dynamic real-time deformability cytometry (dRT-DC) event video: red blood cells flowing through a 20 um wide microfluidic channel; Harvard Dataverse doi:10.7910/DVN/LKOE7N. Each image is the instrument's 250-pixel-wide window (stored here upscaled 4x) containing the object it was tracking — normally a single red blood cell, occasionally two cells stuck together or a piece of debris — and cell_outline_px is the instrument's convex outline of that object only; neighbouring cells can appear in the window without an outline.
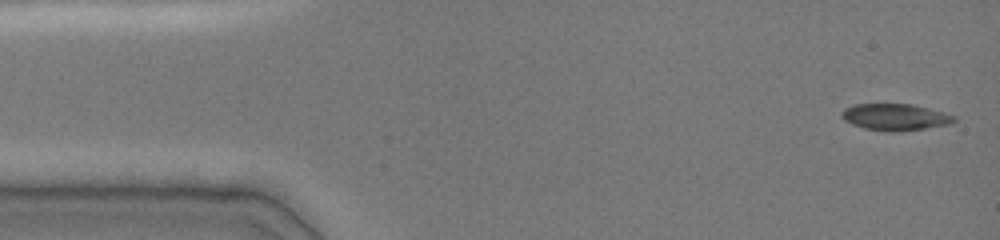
{"species": "common noctule bat (a hibernating species)", "species_latin": "Nyctalus noctula", "temperature_condition": "cold", "stored_images_in_passage": 23, "camera_frame_rate_fps": 3000, "um_per_image_px": 0.085, "animal": {"sex": "female", "body_mass_g": 19.0, "forearm_length_mm": 51.5}, "frame": {"image": 1, "passage_image": 1, "time_ms": 0.0, "image_size_px": [1000, 240], "cell_outline_px": [[956, 120], [952, 124], [896, 132], [888, 132], [864, 128], [852, 124], [844, 120], [840, 116], [840, 112], [844, 108], [856, 104], [912, 104], [956, 116]], "centroid_in_image_um": [76.06, 9.95], "position_along_channel_um": 8.9, "area_um2": 17.46}}
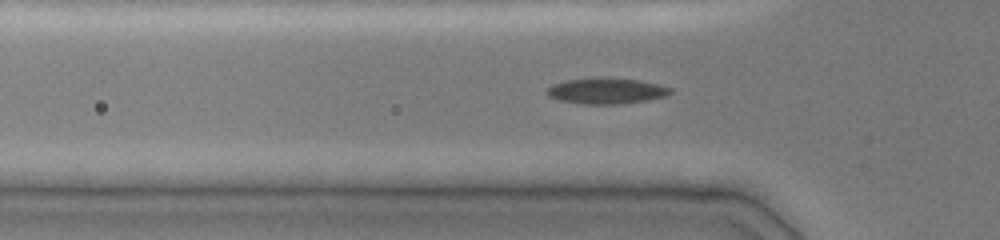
{"frame": {"image": 2, "passage_image": 10, "time_ms": 4.333, "image_size_px": [1000, 240], "cell_outline_px": [[672, 92], [664, 96], [648, 100], [616, 104], [580, 104], [560, 100], [548, 96], [548, 88], [552, 84], [568, 80], [640, 80], [672, 88]], "centroid_in_image_um": [51.55, 7.77], "position_along_channel_um": 74.2, "area_um2": 17.63}}
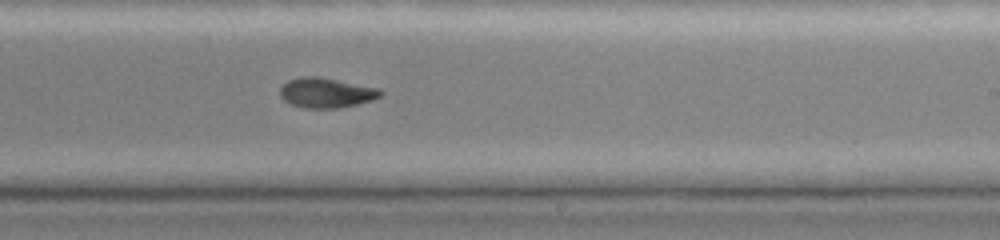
{"frame": {"image": 3, "passage_image": 23, "time_ms": 9.0, "image_size_px": [1000, 240], "cell_outline_px": [[384, 92], [380, 96], [372, 100], [340, 108], [304, 108], [292, 104], [284, 100], [280, 96], [280, 88], [288, 80], [304, 76], [320, 76], [380, 88]], "centroid_in_image_um": [27.75, 7.87], "position_along_channel_um": 261.3, "area_um2": 17.63}}